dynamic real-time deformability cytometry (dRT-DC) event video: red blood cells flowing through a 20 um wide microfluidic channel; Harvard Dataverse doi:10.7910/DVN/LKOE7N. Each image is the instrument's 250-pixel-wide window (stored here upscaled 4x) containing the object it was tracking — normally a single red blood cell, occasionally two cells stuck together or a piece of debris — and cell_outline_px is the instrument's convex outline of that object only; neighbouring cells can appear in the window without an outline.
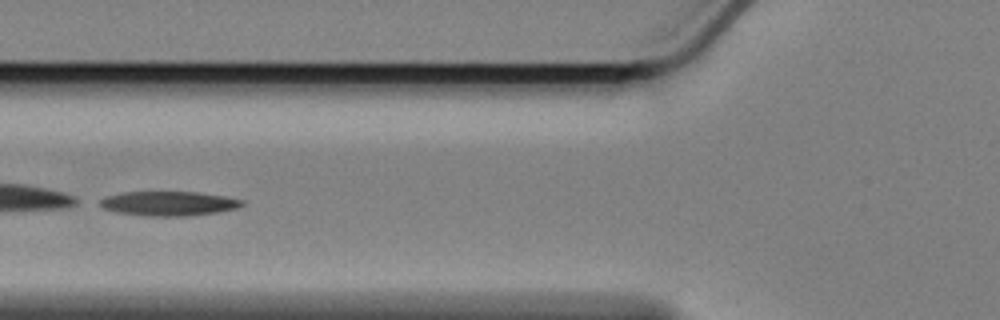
{"species": "Egyptian fruit bat (a non-hibernating species)", "species_latin": "Rousettus aegyptiacus", "temperature_condition": "cold", "stored_images_in_passage": 57, "segment_of_instrument_passage": [2, 2], "camera_frame_rate_fps": 3000, "um_per_image_px": 0.085, "animal": {"sex": "female"}, "frame": {"image": 1, "passage_image": 21, "time_ms": 6.667, "image_size_px": [1000, 320], "cell_outline_px": [[244, 204], [236, 208], [216, 212], [188, 216], [148, 216], [116, 212], [104, 208], [100, 204], [100, 200], [104, 196], [124, 192], [196, 192], [224, 196], [244, 200]], "centroid_in_image_um": [14.33, 17.29], "position_along_channel_um": 111.5, "area_um2": 20.11}}
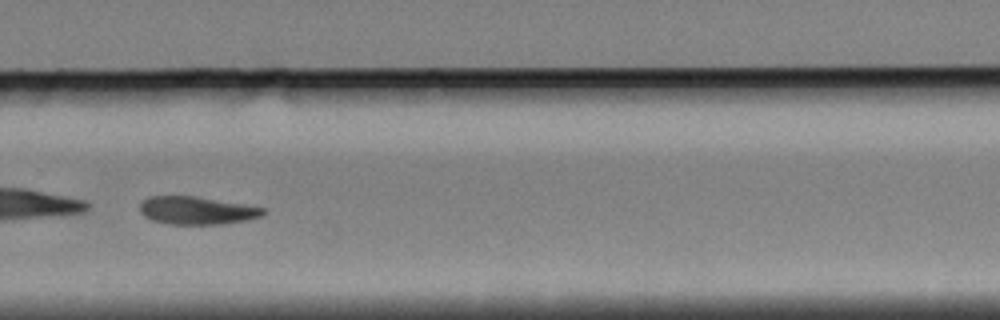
{"frame": {"image": 2, "passage_image": 39, "time_ms": 12.667, "image_size_px": [1000, 320], "cell_outline_px": [[264, 216], [248, 220], [224, 224], [164, 224], [152, 220], [144, 216], [140, 212], [140, 204], [148, 196], [196, 196], [244, 204], [264, 208]], "centroid_in_image_um": [16.73, 17.9], "position_along_channel_um": 313.1, "area_um2": 20.17}}